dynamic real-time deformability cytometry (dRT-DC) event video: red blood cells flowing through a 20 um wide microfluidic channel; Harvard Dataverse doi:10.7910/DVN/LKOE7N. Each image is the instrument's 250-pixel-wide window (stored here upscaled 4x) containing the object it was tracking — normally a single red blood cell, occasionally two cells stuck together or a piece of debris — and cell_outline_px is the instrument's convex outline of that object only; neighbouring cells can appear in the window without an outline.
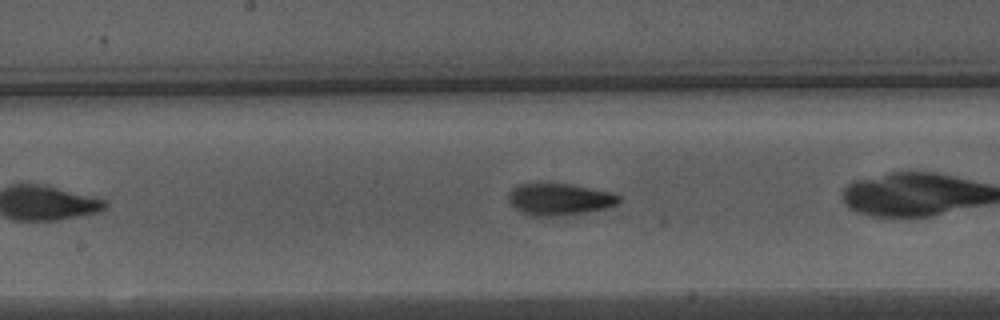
{"species": "Egyptian fruit bat (a non-hibernating species)", "species_latin": "Rousettus aegyptiacus", "temperature_condition": "warm", "stored_images_in_passage": 17, "camera_frame_rate_fps": 3000, "um_per_image_px": 0.085, "animal": {"sex": "male"}, "frame": {"image": 1, "passage_image": 12, "time_ms": 3.667, "image_size_px": [1000, 320], "cell_outline_px": [[620, 200], [616, 204], [608, 208], [588, 212], [564, 216], [532, 216], [520, 212], [508, 200], [508, 196], [512, 188], [520, 184], [568, 184], [612, 192], [620, 196]], "centroid_in_image_um": [47.57, 16.96], "position_along_channel_um": 200.6, "area_um2": 20.46}}